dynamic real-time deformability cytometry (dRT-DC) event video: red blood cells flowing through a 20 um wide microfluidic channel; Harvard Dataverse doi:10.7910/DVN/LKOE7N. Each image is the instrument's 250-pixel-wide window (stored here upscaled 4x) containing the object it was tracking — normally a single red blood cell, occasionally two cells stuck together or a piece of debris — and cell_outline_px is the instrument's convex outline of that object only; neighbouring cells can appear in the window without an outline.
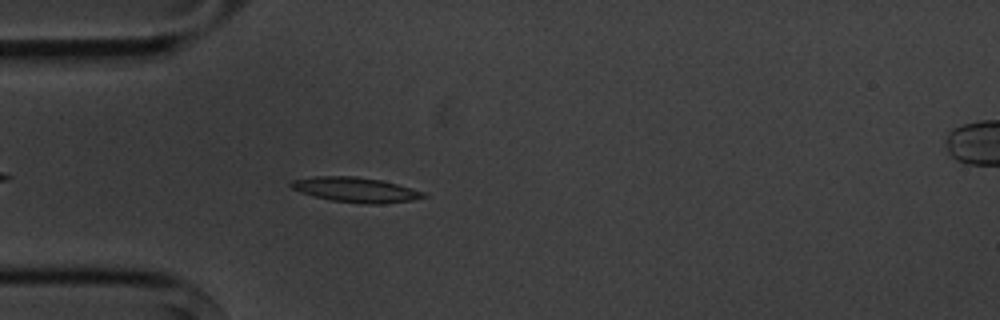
{"species": "common noctule bat (a hibernating species)", "species_latin": "Nyctalus noctula", "temperature_condition": "cold", "stored_images_in_passage": 4, "camera_frame_rate_fps": 3000, "um_per_image_px": 0.085, "animal": {"sex": "male", "body_mass_g": 20.1, "forearm_length_mm": 53.5}, "frame": {"image": 1, "passage_image": 4, "time_ms": 3.667, "image_size_px": [1000, 320], "cell_outline_px": [[428, 196], [412, 200], [380, 204], [364, 204], [332, 200], [300, 192], [292, 188], [288, 184], [292, 180], [316, 176], [356, 176], [380, 180], [396, 184], [424, 192]], "centroid_in_image_um": [30.22, 16.12], "position_along_channel_um": 54.8, "area_um2": 19.02}}